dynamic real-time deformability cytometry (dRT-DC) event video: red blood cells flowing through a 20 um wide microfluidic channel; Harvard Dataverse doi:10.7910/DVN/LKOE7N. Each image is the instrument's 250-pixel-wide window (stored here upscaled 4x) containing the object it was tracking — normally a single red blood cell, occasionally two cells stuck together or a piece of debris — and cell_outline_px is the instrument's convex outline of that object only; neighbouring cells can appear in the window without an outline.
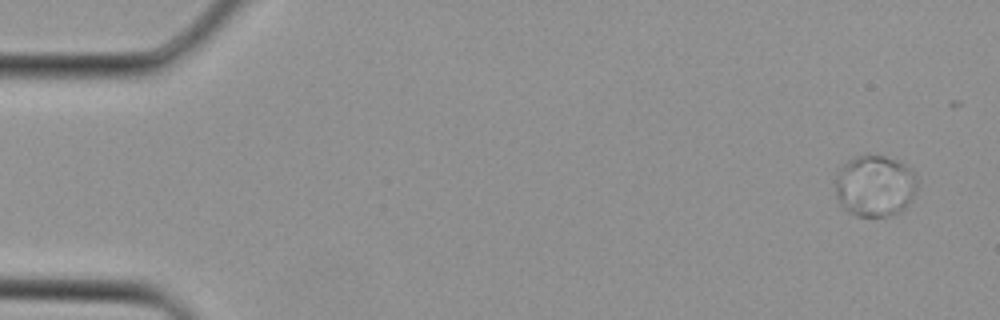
{"species": "Egyptian fruit bat (a non-hibernating species)", "species_latin": "Rousettus aegyptiacus", "temperature_condition": "cold", "stored_images_in_passage": 3, "segment_of_instrument_passage": [1, 2], "camera_frame_rate_fps": 3000, "um_per_image_px": 0.085, "animal": {"sex": "female"}, "frame": {"image": 1, "passage_image": 1, "time_ms": 0.0, "image_size_px": [1000, 320], "cell_outline_px": [[916, 188], [912, 196], [904, 208], [900, 212], [888, 216], [856, 216], [840, 208], [836, 196], [836, 176], [844, 164], [848, 160], [856, 156], [884, 156], [896, 160], [912, 168], [916, 180]], "centroid_in_image_um": [74.33, 15.82], "position_along_channel_um": 10.7, "area_um2": 29.25}}